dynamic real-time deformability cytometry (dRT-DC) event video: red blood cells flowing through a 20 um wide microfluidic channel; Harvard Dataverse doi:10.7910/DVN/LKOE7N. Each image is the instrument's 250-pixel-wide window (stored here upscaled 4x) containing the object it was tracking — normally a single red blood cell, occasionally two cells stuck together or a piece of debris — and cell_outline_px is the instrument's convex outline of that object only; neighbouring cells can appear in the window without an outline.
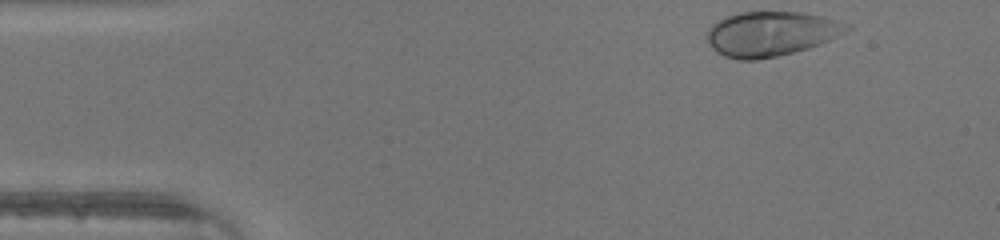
{"species": "human", "species_latin": "Homo sapiens", "temperature_condition": "warm", "stored_images_in_passage": 33, "camera_frame_rate_fps": 3000, "um_per_image_px": 0.085, "donor": {"sex": "male"}, "frame": {"image": 1, "passage_image": 1, "time_ms": 0.0, "image_size_px": [1000, 240], "cell_outline_px": [[852, 28], [828, 40], [808, 48], [776, 56], [756, 60], [740, 60], [724, 56], [716, 52], [712, 48], [708, 40], [708, 28], [716, 20], [736, 12], [800, 12], [824, 16], [848, 24]], "centroid_in_image_um": [65.49, 2.86], "position_along_channel_um": 19.5, "area_um2": 36.24}}
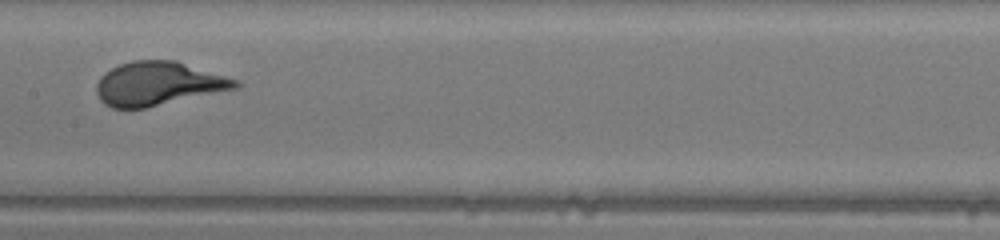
{"frame": {"image": 2, "passage_image": 19, "time_ms": 6.0, "image_size_px": [1000, 240], "cell_outline_px": [[244, 84], [240, 88], [144, 108], [112, 108], [104, 104], [100, 100], [96, 92], [96, 84], [100, 76], [104, 72], [120, 64], [132, 60], [176, 60], [240, 80]], "centroid_in_image_um": [13.49, 7.1], "position_along_channel_um": 193.9, "area_um2": 35.78}}
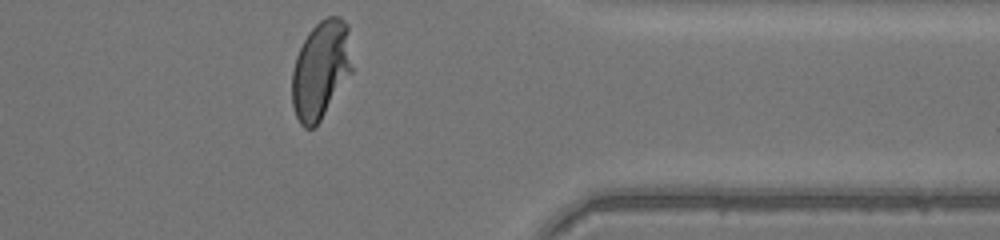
{"frame": {"image": 3, "passage_image": 33, "time_ms": 10.667, "image_size_px": [1000, 240], "cell_outline_px": [[352, 72], [320, 120], [312, 128], [304, 128], [300, 124], [296, 116], [292, 104], [292, 68], [296, 56], [308, 32], [320, 20], [328, 16], [340, 16], [348, 24], [352, 68]], "centroid_in_image_um": [27.26, 5.91], "position_along_channel_um": 384.1, "area_um2": 34.28}}